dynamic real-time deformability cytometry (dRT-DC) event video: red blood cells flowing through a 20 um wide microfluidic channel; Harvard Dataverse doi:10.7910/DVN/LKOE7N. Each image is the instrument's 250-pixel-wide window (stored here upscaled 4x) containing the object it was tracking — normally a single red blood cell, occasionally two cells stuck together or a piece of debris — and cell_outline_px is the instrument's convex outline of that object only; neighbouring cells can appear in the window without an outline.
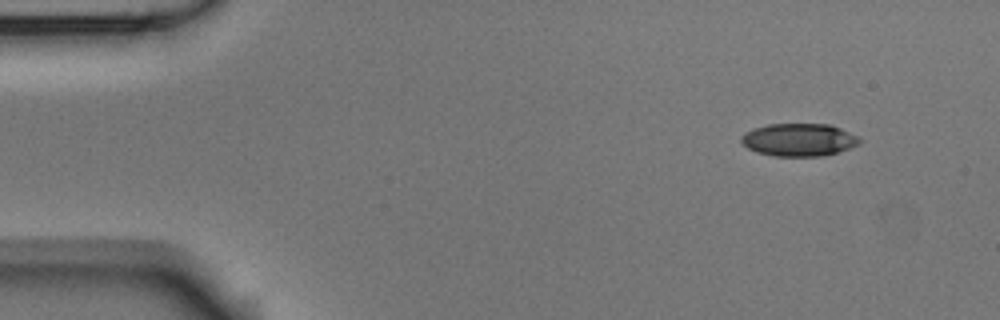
{"species": "Egyptian fruit bat (a non-hibernating species)", "species_latin": "Rousettus aegyptiacus", "temperature_condition": "room temperature", "stored_images_in_passage": 5, "camera_frame_rate_fps": 3000, "um_per_image_px": 0.085, "animal": {"sex": "male"}, "frame": {"image": 1, "passage_image": 1, "time_ms": 0.0, "image_size_px": [1000, 320], "cell_outline_px": [[860, 144], [836, 152], [820, 156], [772, 156], [756, 152], [748, 148], [740, 140], [740, 136], [744, 132], [752, 128], [768, 124], [832, 124], [860, 136]], "centroid_in_image_um": [67.89, 11.87], "position_along_channel_um": 17.1, "area_um2": 22.77}}
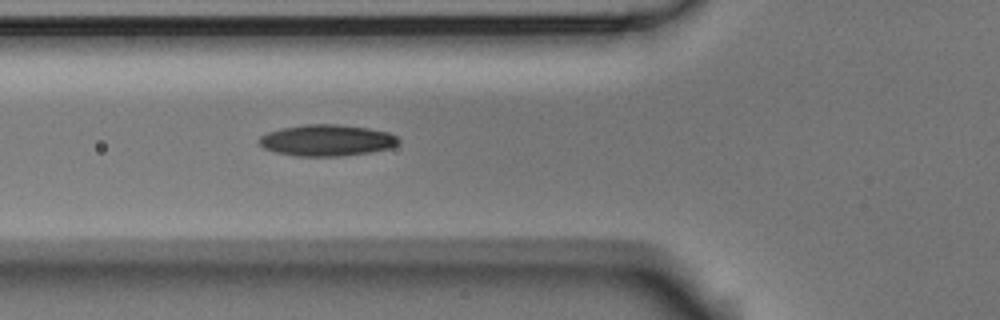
{"frame": {"image": 2, "passage_image": 5, "time_ms": 1.333, "image_size_px": [1000, 320], "cell_outline_px": [[400, 140], [392, 148], [368, 152], [340, 156], [296, 156], [276, 152], [264, 148], [260, 144], [260, 136], [268, 132], [284, 128], [308, 124], [336, 124], [368, 128], [388, 132], [396, 136]], "centroid_in_image_um": [27.8, 11.93], "position_along_channel_um": 98.0, "area_um2": 25.2}}